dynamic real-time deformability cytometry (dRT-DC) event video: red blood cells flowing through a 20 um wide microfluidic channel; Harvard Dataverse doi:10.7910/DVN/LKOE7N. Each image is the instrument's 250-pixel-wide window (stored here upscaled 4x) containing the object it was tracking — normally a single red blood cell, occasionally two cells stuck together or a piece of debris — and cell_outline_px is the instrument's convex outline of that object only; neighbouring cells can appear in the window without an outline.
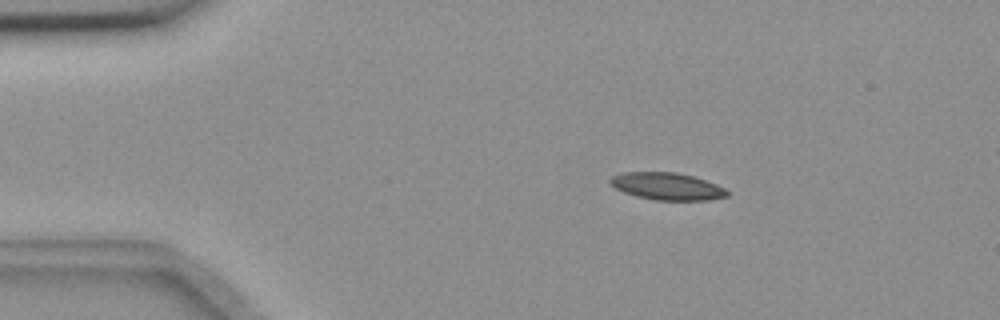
{"species": "common noctule bat (a hibernating species)", "species_latin": "Nyctalus noctula", "temperature_condition": "room temperature", "stored_images_in_passage": 4, "camera_frame_rate_fps": 3000, "um_per_image_px": 0.085, "animal": {"sex": "female", "body_mass_g": 18.4}, "frame": {"image": 1, "passage_image": 1, "time_ms": 0.0, "image_size_px": [1000, 320], "cell_outline_px": [[728, 196], [708, 200], [656, 200], [636, 196], [624, 192], [608, 184], [608, 180], [612, 176], [624, 172], [676, 172], [692, 176], [716, 184], [724, 188], [728, 192]], "centroid_in_image_um": [56.67, 15.83], "position_along_channel_um": 28.3, "area_um2": 18.5}}